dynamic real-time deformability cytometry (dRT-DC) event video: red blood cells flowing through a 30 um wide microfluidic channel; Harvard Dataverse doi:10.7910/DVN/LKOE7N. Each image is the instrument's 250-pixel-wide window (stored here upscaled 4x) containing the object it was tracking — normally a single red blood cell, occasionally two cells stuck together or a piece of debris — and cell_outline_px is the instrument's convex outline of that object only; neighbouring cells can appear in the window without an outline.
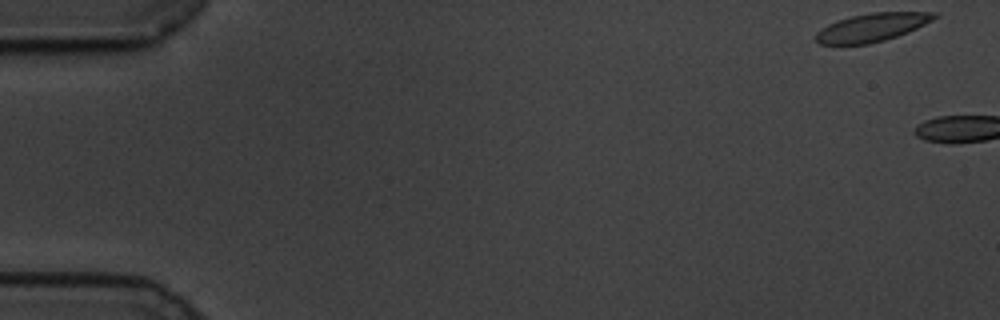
{"species": "common noctule bat (a hibernating species)", "species_latin": "Nyctalus noctula", "temperature_condition": "cold", "stored_images_in_passage": 3, "camera_frame_rate_fps": 3000, "um_per_image_px": 0.085, "animal": {"sex": "male", "body_mass_g": 19.5, "forearm_length_mm": 54.6}, "frame": {"image": 1, "passage_image": 1, "time_ms": 0.0, "image_size_px": [1000, 320], "cell_outline_px": [[940, 16], [908, 32], [884, 40], [868, 44], [816, 44], [816, 32], [828, 24], [852, 16], [872, 12], [936, 12]], "centroid_in_image_um": [74.13, 2.32], "position_along_channel_um": 10.9, "area_um2": 19.31}}